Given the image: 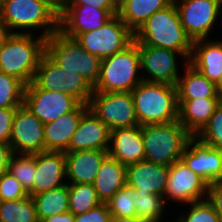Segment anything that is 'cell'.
<instances>
[{
	"label": "cell",
	"instance_id": "cell-1",
	"mask_svg": "<svg viewBox=\"0 0 222 222\" xmlns=\"http://www.w3.org/2000/svg\"><path fill=\"white\" fill-rule=\"evenodd\" d=\"M134 41L180 52L189 61L193 41L182 27L174 1L151 15L134 33Z\"/></svg>",
	"mask_w": 222,
	"mask_h": 222
},
{
	"label": "cell",
	"instance_id": "cell-2",
	"mask_svg": "<svg viewBox=\"0 0 222 222\" xmlns=\"http://www.w3.org/2000/svg\"><path fill=\"white\" fill-rule=\"evenodd\" d=\"M45 52V37L9 33L0 47V71L16 77L27 86L33 81L36 69Z\"/></svg>",
	"mask_w": 222,
	"mask_h": 222
},
{
	"label": "cell",
	"instance_id": "cell-3",
	"mask_svg": "<svg viewBox=\"0 0 222 222\" xmlns=\"http://www.w3.org/2000/svg\"><path fill=\"white\" fill-rule=\"evenodd\" d=\"M0 19L9 33L34 34L41 28L40 36L48 38L59 29V15L41 0H2Z\"/></svg>",
	"mask_w": 222,
	"mask_h": 222
},
{
	"label": "cell",
	"instance_id": "cell-4",
	"mask_svg": "<svg viewBox=\"0 0 222 222\" xmlns=\"http://www.w3.org/2000/svg\"><path fill=\"white\" fill-rule=\"evenodd\" d=\"M131 93L139 126L178 120L177 86L142 81Z\"/></svg>",
	"mask_w": 222,
	"mask_h": 222
},
{
	"label": "cell",
	"instance_id": "cell-5",
	"mask_svg": "<svg viewBox=\"0 0 222 222\" xmlns=\"http://www.w3.org/2000/svg\"><path fill=\"white\" fill-rule=\"evenodd\" d=\"M138 45L133 41L124 50L102 59L95 92H131L143 81Z\"/></svg>",
	"mask_w": 222,
	"mask_h": 222
},
{
	"label": "cell",
	"instance_id": "cell-6",
	"mask_svg": "<svg viewBox=\"0 0 222 222\" xmlns=\"http://www.w3.org/2000/svg\"><path fill=\"white\" fill-rule=\"evenodd\" d=\"M192 137L178 120L166 124L143 125L145 160L170 166L180 160Z\"/></svg>",
	"mask_w": 222,
	"mask_h": 222
},
{
	"label": "cell",
	"instance_id": "cell-7",
	"mask_svg": "<svg viewBox=\"0 0 222 222\" xmlns=\"http://www.w3.org/2000/svg\"><path fill=\"white\" fill-rule=\"evenodd\" d=\"M46 53L60 67L81 75L93 87L98 82L102 60L85 50L76 38L58 29L46 38Z\"/></svg>",
	"mask_w": 222,
	"mask_h": 222
},
{
	"label": "cell",
	"instance_id": "cell-8",
	"mask_svg": "<svg viewBox=\"0 0 222 222\" xmlns=\"http://www.w3.org/2000/svg\"><path fill=\"white\" fill-rule=\"evenodd\" d=\"M33 82L44 90L59 91L89 105L94 87L81 75L60 67L46 52L42 56Z\"/></svg>",
	"mask_w": 222,
	"mask_h": 222
},
{
	"label": "cell",
	"instance_id": "cell-9",
	"mask_svg": "<svg viewBox=\"0 0 222 222\" xmlns=\"http://www.w3.org/2000/svg\"><path fill=\"white\" fill-rule=\"evenodd\" d=\"M75 38L85 50L102 60L129 46L134 41V33L114 15L102 27Z\"/></svg>",
	"mask_w": 222,
	"mask_h": 222
},
{
	"label": "cell",
	"instance_id": "cell-10",
	"mask_svg": "<svg viewBox=\"0 0 222 222\" xmlns=\"http://www.w3.org/2000/svg\"><path fill=\"white\" fill-rule=\"evenodd\" d=\"M89 108L110 130L139 125L131 92H93Z\"/></svg>",
	"mask_w": 222,
	"mask_h": 222
},
{
	"label": "cell",
	"instance_id": "cell-11",
	"mask_svg": "<svg viewBox=\"0 0 222 222\" xmlns=\"http://www.w3.org/2000/svg\"><path fill=\"white\" fill-rule=\"evenodd\" d=\"M182 27L192 41L209 39L221 14L222 0H173Z\"/></svg>",
	"mask_w": 222,
	"mask_h": 222
},
{
	"label": "cell",
	"instance_id": "cell-12",
	"mask_svg": "<svg viewBox=\"0 0 222 222\" xmlns=\"http://www.w3.org/2000/svg\"><path fill=\"white\" fill-rule=\"evenodd\" d=\"M81 103L69 94L39 88L33 81L25 86L23 105L44 124L74 111Z\"/></svg>",
	"mask_w": 222,
	"mask_h": 222
},
{
	"label": "cell",
	"instance_id": "cell-13",
	"mask_svg": "<svg viewBox=\"0 0 222 222\" xmlns=\"http://www.w3.org/2000/svg\"><path fill=\"white\" fill-rule=\"evenodd\" d=\"M208 183L192 171L181 159L169 166L168 180L164 191L167 201L187 205L208 197Z\"/></svg>",
	"mask_w": 222,
	"mask_h": 222
},
{
	"label": "cell",
	"instance_id": "cell-14",
	"mask_svg": "<svg viewBox=\"0 0 222 222\" xmlns=\"http://www.w3.org/2000/svg\"><path fill=\"white\" fill-rule=\"evenodd\" d=\"M136 43L140 53L141 70H144V74L141 75L143 81L176 86L180 77L177 57L179 56L184 60L185 57L174 50Z\"/></svg>",
	"mask_w": 222,
	"mask_h": 222
},
{
	"label": "cell",
	"instance_id": "cell-15",
	"mask_svg": "<svg viewBox=\"0 0 222 222\" xmlns=\"http://www.w3.org/2000/svg\"><path fill=\"white\" fill-rule=\"evenodd\" d=\"M10 147L14 154H37L45 151L44 123L21 105L13 118Z\"/></svg>",
	"mask_w": 222,
	"mask_h": 222
},
{
	"label": "cell",
	"instance_id": "cell-16",
	"mask_svg": "<svg viewBox=\"0 0 222 222\" xmlns=\"http://www.w3.org/2000/svg\"><path fill=\"white\" fill-rule=\"evenodd\" d=\"M118 9H99L88 4L79 6H61L59 30L75 38L77 35L102 27Z\"/></svg>",
	"mask_w": 222,
	"mask_h": 222
},
{
	"label": "cell",
	"instance_id": "cell-17",
	"mask_svg": "<svg viewBox=\"0 0 222 222\" xmlns=\"http://www.w3.org/2000/svg\"><path fill=\"white\" fill-rule=\"evenodd\" d=\"M208 184L222 181V151L192 137L180 158Z\"/></svg>",
	"mask_w": 222,
	"mask_h": 222
},
{
	"label": "cell",
	"instance_id": "cell-18",
	"mask_svg": "<svg viewBox=\"0 0 222 222\" xmlns=\"http://www.w3.org/2000/svg\"><path fill=\"white\" fill-rule=\"evenodd\" d=\"M110 134V128L89 108L80 119L67 152L108 150Z\"/></svg>",
	"mask_w": 222,
	"mask_h": 222
},
{
	"label": "cell",
	"instance_id": "cell-19",
	"mask_svg": "<svg viewBox=\"0 0 222 222\" xmlns=\"http://www.w3.org/2000/svg\"><path fill=\"white\" fill-rule=\"evenodd\" d=\"M169 166L142 160L126 166V184L138 193L164 195Z\"/></svg>",
	"mask_w": 222,
	"mask_h": 222
},
{
	"label": "cell",
	"instance_id": "cell-20",
	"mask_svg": "<svg viewBox=\"0 0 222 222\" xmlns=\"http://www.w3.org/2000/svg\"><path fill=\"white\" fill-rule=\"evenodd\" d=\"M66 182L64 152L44 151L36 154L33 196L63 186Z\"/></svg>",
	"mask_w": 222,
	"mask_h": 222
},
{
	"label": "cell",
	"instance_id": "cell-21",
	"mask_svg": "<svg viewBox=\"0 0 222 222\" xmlns=\"http://www.w3.org/2000/svg\"><path fill=\"white\" fill-rule=\"evenodd\" d=\"M107 153L126 166L145 160L142 126L112 130Z\"/></svg>",
	"mask_w": 222,
	"mask_h": 222
},
{
	"label": "cell",
	"instance_id": "cell-22",
	"mask_svg": "<svg viewBox=\"0 0 222 222\" xmlns=\"http://www.w3.org/2000/svg\"><path fill=\"white\" fill-rule=\"evenodd\" d=\"M89 105L80 104L74 111L44 124L45 151L67 152L73 133Z\"/></svg>",
	"mask_w": 222,
	"mask_h": 222
},
{
	"label": "cell",
	"instance_id": "cell-23",
	"mask_svg": "<svg viewBox=\"0 0 222 222\" xmlns=\"http://www.w3.org/2000/svg\"><path fill=\"white\" fill-rule=\"evenodd\" d=\"M107 150L65 152L67 184H93ZM69 182V183H68Z\"/></svg>",
	"mask_w": 222,
	"mask_h": 222
},
{
	"label": "cell",
	"instance_id": "cell-24",
	"mask_svg": "<svg viewBox=\"0 0 222 222\" xmlns=\"http://www.w3.org/2000/svg\"><path fill=\"white\" fill-rule=\"evenodd\" d=\"M220 102V97L178 99V121L196 137L208 124Z\"/></svg>",
	"mask_w": 222,
	"mask_h": 222
},
{
	"label": "cell",
	"instance_id": "cell-25",
	"mask_svg": "<svg viewBox=\"0 0 222 222\" xmlns=\"http://www.w3.org/2000/svg\"><path fill=\"white\" fill-rule=\"evenodd\" d=\"M188 63L216 83L222 75V41L220 39L193 41Z\"/></svg>",
	"mask_w": 222,
	"mask_h": 222
},
{
	"label": "cell",
	"instance_id": "cell-26",
	"mask_svg": "<svg viewBox=\"0 0 222 222\" xmlns=\"http://www.w3.org/2000/svg\"><path fill=\"white\" fill-rule=\"evenodd\" d=\"M126 184V165L109 155L103 160L93 183L98 198L106 203Z\"/></svg>",
	"mask_w": 222,
	"mask_h": 222
},
{
	"label": "cell",
	"instance_id": "cell-27",
	"mask_svg": "<svg viewBox=\"0 0 222 222\" xmlns=\"http://www.w3.org/2000/svg\"><path fill=\"white\" fill-rule=\"evenodd\" d=\"M183 62H185L184 74L179 77L176 85L178 99L219 97L215 82L197 71L188 61Z\"/></svg>",
	"mask_w": 222,
	"mask_h": 222
},
{
	"label": "cell",
	"instance_id": "cell-28",
	"mask_svg": "<svg viewBox=\"0 0 222 222\" xmlns=\"http://www.w3.org/2000/svg\"><path fill=\"white\" fill-rule=\"evenodd\" d=\"M172 2L173 0H125L119 5L117 15L135 33L151 15Z\"/></svg>",
	"mask_w": 222,
	"mask_h": 222
},
{
	"label": "cell",
	"instance_id": "cell-29",
	"mask_svg": "<svg viewBox=\"0 0 222 222\" xmlns=\"http://www.w3.org/2000/svg\"><path fill=\"white\" fill-rule=\"evenodd\" d=\"M39 222L69 212V184L32 196Z\"/></svg>",
	"mask_w": 222,
	"mask_h": 222
},
{
	"label": "cell",
	"instance_id": "cell-30",
	"mask_svg": "<svg viewBox=\"0 0 222 222\" xmlns=\"http://www.w3.org/2000/svg\"><path fill=\"white\" fill-rule=\"evenodd\" d=\"M0 222H39L32 196L0 201Z\"/></svg>",
	"mask_w": 222,
	"mask_h": 222
},
{
	"label": "cell",
	"instance_id": "cell-31",
	"mask_svg": "<svg viewBox=\"0 0 222 222\" xmlns=\"http://www.w3.org/2000/svg\"><path fill=\"white\" fill-rule=\"evenodd\" d=\"M136 207V216L145 222H160L164 216L166 201L164 195L138 193L131 197Z\"/></svg>",
	"mask_w": 222,
	"mask_h": 222
},
{
	"label": "cell",
	"instance_id": "cell-32",
	"mask_svg": "<svg viewBox=\"0 0 222 222\" xmlns=\"http://www.w3.org/2000/svg\"><path fill=\"white\" fill-rule=\"evenodd\" d=\"M101 203L93 184H69V212L74 215L85 213Z\"/></svg>",
	"mask_w": 222,
	"mask_h": 222
},
{
	"label": "cell",
	"instance_id": "cell-33",
	"mask_svg": "<svg viewBox=\"0 0 222 222\" xmlns=\"http://www.w3.org/2000/svg\"><path fill=\"white\" fill-rule=\"evenodd\" d=\"M8 171L22 184L29 195L33 196L36 154H13L9 162Z\"/></svg>",
	"mask_w": 222,
	"mask_h": 222
},
{
	"label": "cell",
	"instance_id": "cell-34",
	"mask_svg": "<svg viewBox=\"0 0 222 222\" xmlns=\"http://www.w3.org/2000/svg\"><path fill=\"white\" fill-rule=\"evenodd\" d=\"M24 89L20 80L0 71V109L23 105Z\"/></svg>",
	"mask_w": 222,
	"mask_h": 222
},
{
	"label": "cell",
	"instance_id": "cell-35",
	"mask_svg": "<svg viewBox=\"0 0 222 222\" xmlns=\"http://www.w3.org/2000/svg\"><path fill=\"white\" fill-rule=\"evenodd\" d=\"M136 189L125 184L122 189L118 190L107 202L111 216L116 217H133L136 216V207L132 200Z\"/></svg>",
	"mask_w": 222,
	"mask_h": 222
},
{
	"label": "cell",
	"instance_id": "cell-36",
	"mask_svg": "<svg viewBox=\"0 0 222 222\" xmlns=\"http://www.w3.org/2000/svg\"><path fill=\"white\" fill-rule=\"evenodd\" d=\"M188 213H180L174 222H221L212 203L206 198L187 204Z\"/></svg>",
	"mask_w": 222,
	"mask_h": 222
},
{
	"label": "cell",
	"instance_id": "cell-37",
	"mask_svg": "<svg viewBox=\"0 0 222 222\" xmlns=\"http://www.w3.org/2000/svg\"><path fill=\"white\" fill-rule=\"evenodd\" d=\"M196 137L201 142L222 151V101L216 107L208 124Z\"/></svg>",
	"mask_w": 222,
	"mask_h": 222
},
{
	"label": "cell",
	"instance_id": "cell-38",
	"mask_svg": "<svg viewBox=\"0 0 222 222\" xmlns=\"http://www.w3.org/2000/svg\"><path fill=\"white\" fill-rule=\"evenodd\" d=\"M28 195L22 184L9 171L0 177V201L23 199Z\"/></svg>",
	"mask_w": 222,
	"mask_h": 222
},
{
	"label": "cell",
	"instance_id": "cell-39",
	"mask_svg": "<svg viewBox=\"0 0 222 222\" xmlns=\"http://www.w3.org/2000/svg\"><path fill=\"white\" fill-rule=\"evenodd\" d=\"M111 214L106 203L90 209L85 213L75 215L74 222H110Z\"/></svg>",
	"mask_w": 222,
	"mask_h": 222
},
{
	"label": "cell",
	"instance_id": "cell-40",
	"mask_svg": "<svg viewBox=\"0 0 222 222\" xmlns=\"http://www.w3.org/2000/svg\"><path fill=\"white\" fill-rule=\"evenodd\" d=\"M18 107L0 109V141L9 142L13 118Z\"/></svg>",
	"mask_w": 222,
	"mask_h": 222
},
{
	"label": "cell",
	"instance_id": "cell-41",
	"mask_svg": "<svg viewBox=\"0 0 222 222\" xmlns=\"http://www.w3.org/2000/svg\"><path fill=\"white\" fill-rule=\"evenodd\" d=\"M207 199L212 203L222 222V181L208 185Z\"/></svg>",
	"mask_w": 222,
	"mask_h": 222
},
{
	"label": "cell",
	"instance_id": "cell-42",
	"mask_svg": "<svg viewBox=\"0 0 222 222\" xmlns=\"http://www.w3.org/2000/svg\"><path fill=\"white\" fill-rule=\"evenodd\" d=\"M88 4L99 9H118L115 0H62L61 6H79Z\"/></svg>",
	"mask_w": 222,
	"mask_h": 222
},
{
	"label": "cell",
	"instance_id": "cell-43",
	"mask_svg": "<svg viewBox=\"0 0 222 222\" xmlns=\"http://www.w3.org/2000/svg\"><path fill=\"white\" fill-rule=\"evenodd\" d=\"M13 154L10 143L0 141V177L8 172L9 162Z\"/></svg>",
	"mask_w": 222,
	"mask_h": 222
},
{
	"label": "cell",
	"instance_id": "cell-44",
	"mask_svg": "<svg viewBox=\"0 0 222 222\" xmlns=\"http://www.w3.org/2000/svg\"><path fill=\"white\" fill-rule=\"evenodd\" d=\"M75 215L72 212H66L61 214H55L49 218H46L43 222H74Z\"/></svg>",
	"mask_w": 222,
	"mask_h": 222
},
{
	"label": "cell",
	"instance_id": "cell-45",
	"mask_svg": "<svg viewBox=\"0 0 222 222\" xmlns=\"http://www.w3.org/2000/svg\"><path fill=\"white\" fill-rule=\"evenodd\" d=\"M110 222H145V221L141 220L137 216H133V217L111 216Z\"/></svg>",
	"mask_w": 222,
	"mask_h": 222
},
{
	"label": "cell",
	"instance_id": "cell-46",
	"mask_svg": "<svg viewBox=\"0 0 222 222\" xmlns=\"http://www.w3.org/2000/svg\"><path fill=\"white\" fill-rule=\"evenodd\" d=\"M47 3L58 15L61 10L62 0H41Z\"/></svg>",
	"mask_w": 222,
	"mask_h": 222
},
{
	"label": "cell",
	"instance_id": "cell-47",
	"mask_svg": "<svg viewBox=\"0 0 222 222\" xmlns=\"http://www.w3.org/2000/svg\"><path fill=\"white\" fill-rule=\"evenodd\" d=\"M9 34V32L7 31L4 23L1 21L0 19V47L1 44L3 43L5 37Z\"/></svg>",
	"mask_w": 222,
	"mask_h": 222
},
{
	"label": "cell",
	"instance_id": "cell-48",
	"mask_svg": "<svg viewBox=\"0 0 222 222\" xmlns=\"http://www.w3.org/2000/svg\"><path fill=\"white\" fill-rule=\"evenodd\" d=\"M216 90L217 94L222 101V75L220 76L219 80L216 82Z\"/></svg>",
	"mask_w": 222,
	"mask_h": 222
},
{
	"label": "cell",
	"instance_id": "cell-49",
	"mask_svg": "<svg viewBox=\"0 0 222 222\" xmlns=\"http://www.w3.org/2000/svg\"><path fill=\"white\" fill-rule=\"evenodd\" d=\"M125 0H115L116 4L119 6L121 3H123Z\"/></svg>",
	"mask_w": 222,
	"mask_h": 222
}]
</instances>
